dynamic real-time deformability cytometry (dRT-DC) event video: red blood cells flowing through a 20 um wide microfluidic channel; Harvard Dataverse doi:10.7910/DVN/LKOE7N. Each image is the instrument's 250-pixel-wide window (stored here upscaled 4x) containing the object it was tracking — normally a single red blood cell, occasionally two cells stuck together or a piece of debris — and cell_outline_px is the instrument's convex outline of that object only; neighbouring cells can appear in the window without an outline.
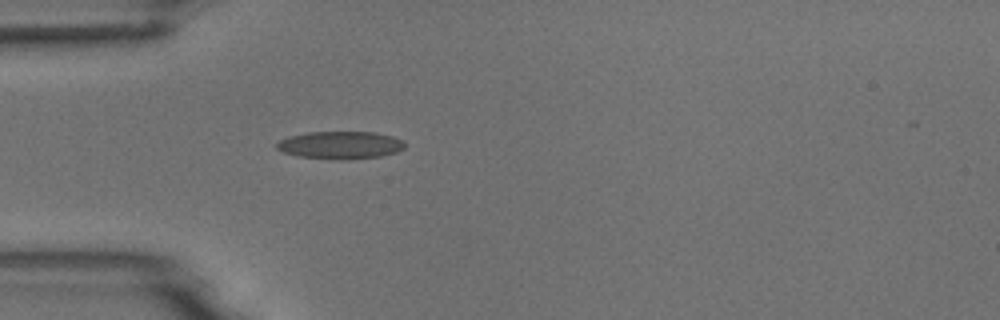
{"species": "common noctule bat (a hibernating species)", "species_latin": "Nyctalus noctula", "temperature_condition": "room temperature", "stored_images_in_passage": 1, "camera_frame_rate_fps": 3000, "um_per_image_px": 0.085, "animal": {"sex": "male", "body_mass_g": 18.8}, "frame": {"image": 1, "passage_image": 1, "time_ms": 0.0, "image_size_px": [1000, 320], "cell_outline_px": [[404, 148], [396, 152], [380, 156], [344, 160], [340, 160], [296, 156], [284, 152], [276, 148], [276, 144], [280, 140], [288, 136], [308, 132], [376, 132], [392, 136], [404, 140]], "centroid_in_image_um": [28.92, 12.33], "position_along_channel_um": 56.1, "area_um2": 20.69}}